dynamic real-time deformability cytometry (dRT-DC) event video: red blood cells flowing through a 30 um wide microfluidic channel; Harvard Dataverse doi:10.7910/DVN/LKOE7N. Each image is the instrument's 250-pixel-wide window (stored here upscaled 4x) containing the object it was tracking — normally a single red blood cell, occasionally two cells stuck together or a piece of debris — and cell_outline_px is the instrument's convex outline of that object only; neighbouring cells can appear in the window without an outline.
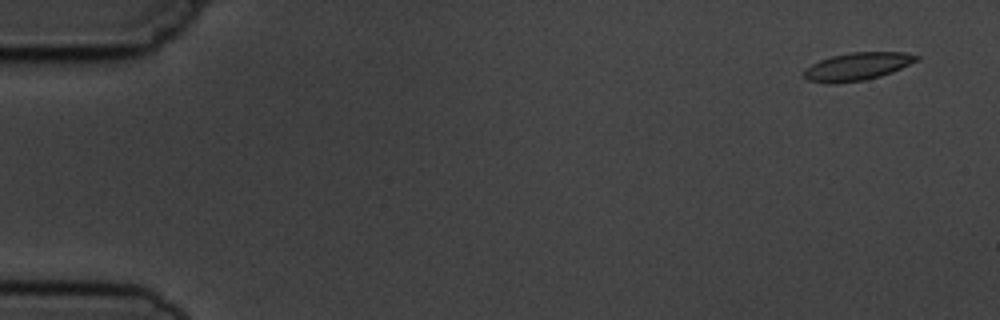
{"species": "common noctule bat (a hibernating species)", "species_latin": "Nyctalus noctula", "temperature_condition": "cold", "stored_images_in_passage": 6, "camera_frame_rate_fps": 3000, "um_per_image_px": 0.085, "animal": {"sex": "male", "body_mass_g": 19.5, "forearm_length_mm": 54.6}, "frame": {"image": 1, "passage_image": 1, "time_ms": 0.0, "image_size_px": [1000, 320], "cell_outline_px": [[920, 60], [892, 72], [880, 76], [864, 80], [836, 84], [832, 84], [808, 80], [804, 76], [804, 72], [812, 64], [820, 60], [832, 56], [852, 52], [904, 52], [920, 56]], "centroid_in_image_um": [72.92, 5.65], "position_along_channel_um": 12.1, "area_um2": 18.15}}
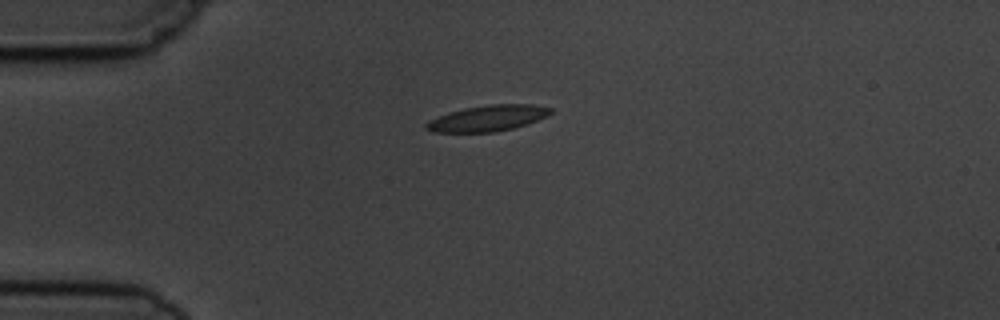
{"frame": {"image": 2, "passage_image": 4, "time_ms": 3.667, "image_size_px": [1000, 320], "cell_outline_px": [[552, 112], [548, 116], [512, 128], [496, 132], [432, 132], [424, 128], [424, 124], [428, 120], [448, 112], [464, 108], [488, 104], [532, 104], [552, 108]], "centroid_in_image_um": [41.41, 10.04], "position_along_channel_um": 43.6, "area_um2": 18.84}}
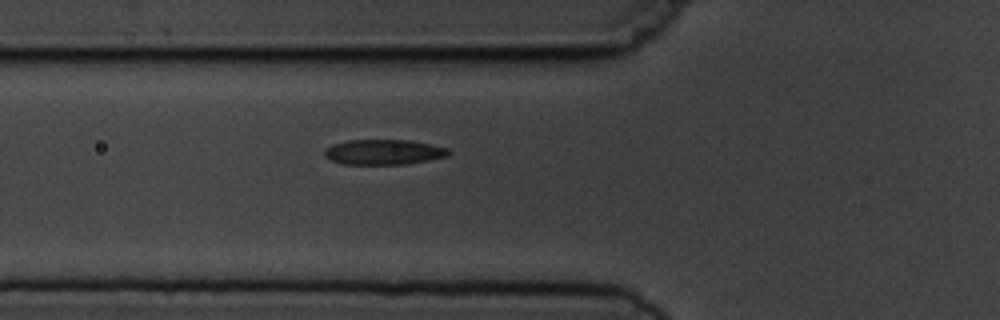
{"frame": {"image": 3, "passage_image": 6, "time_ms": 5.667, "image_size_px": [1000, 320], "cell_outline_px": [[452, 152], [448, 156], [408, 164], [344, 164], [332, 160], [324, 156], [324, 148], [332, 144], [348, 140], [408, 140], [432, 144], [448, 148]], "centroid_in_image_um": [32.63, 12.92], "position_along_channel_um": 93.2, "area_um2": 18.32}}